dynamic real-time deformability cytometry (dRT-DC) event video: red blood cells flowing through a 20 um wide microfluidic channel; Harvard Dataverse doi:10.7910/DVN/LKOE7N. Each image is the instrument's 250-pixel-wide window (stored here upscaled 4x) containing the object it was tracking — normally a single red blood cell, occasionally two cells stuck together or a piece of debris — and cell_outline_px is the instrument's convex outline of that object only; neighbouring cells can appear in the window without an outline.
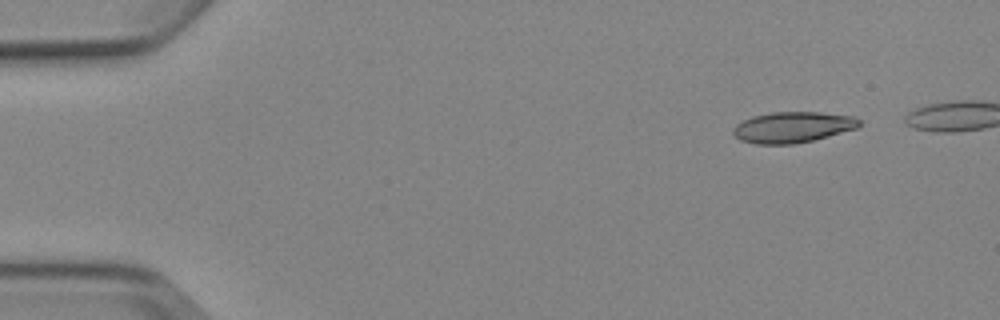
{"species": "Egyptian fruit bat (a non-hibernating species)", "species_latin": "Rousettus aegyptiacus", "temperature_condition": "cold", "stored_images_in_passage": 5, "camera_frame_rate_fps": 3000, "um_per_image_px": 0.085, "animal": {"sex": "female"}, "frame": {"image": 1, "passage_image": 1, "time_ms": 0.0, "image_size_px": [1000, 320], "cell_outline_px": [[860, 124], [856, 128], [828, 136], [812, 140], [792, 144], [756, 144], [740, 140], [732, 132], [732, 128], [736, 124], [752, 116], [772, 112], [820, 112], [856, 116], [860, 120]], "centroid_in_image_um": [67.37, 10.8], "position_along_channel_um": 17.6, "area_um2": 22.66}}